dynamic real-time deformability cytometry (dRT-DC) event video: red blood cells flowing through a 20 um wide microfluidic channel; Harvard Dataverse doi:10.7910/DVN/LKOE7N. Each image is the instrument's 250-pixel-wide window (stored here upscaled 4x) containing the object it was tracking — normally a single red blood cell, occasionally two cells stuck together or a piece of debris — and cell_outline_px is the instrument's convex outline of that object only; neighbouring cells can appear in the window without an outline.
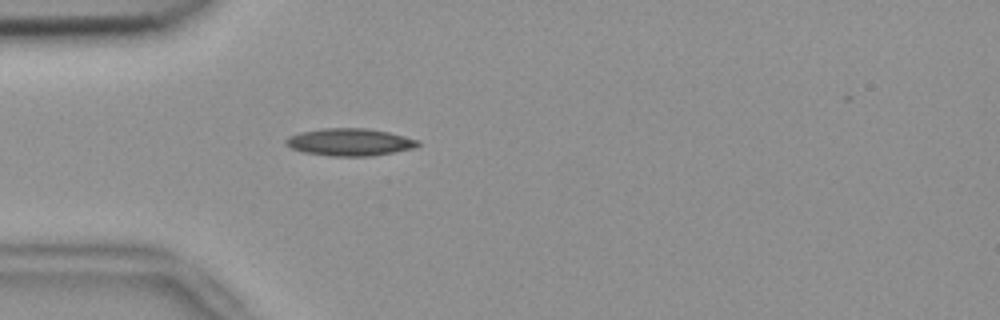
{"species": "common noctule bat (a hibernating species)", "species_latin": "Nyctalus noctula", "temperature_condition": "room temperature", "stored_images_in_passage": 39, "camera_frame_rate_fps": 3000, "um_per_image_px": 0.085, "animal": {"sex": "female", "body_mass_g": 18.4}, "frame": {"image": 1, "passage_image": 2, "time_ms": 0.333, "image_size_px": [1000, 320], "cell_outline_px": [[420, 144], [416, 148], [372, 156], [332, 156], [304, 152], [292, 148], [284, 140], [288, 136], [300, 132], [324, 128], [364, 128], [388, 132], [420, 140]], "centroid_in_image_um": [29.76, 12.08], "position_along_channel_um": 55.2, "area_um2": 20.98}}
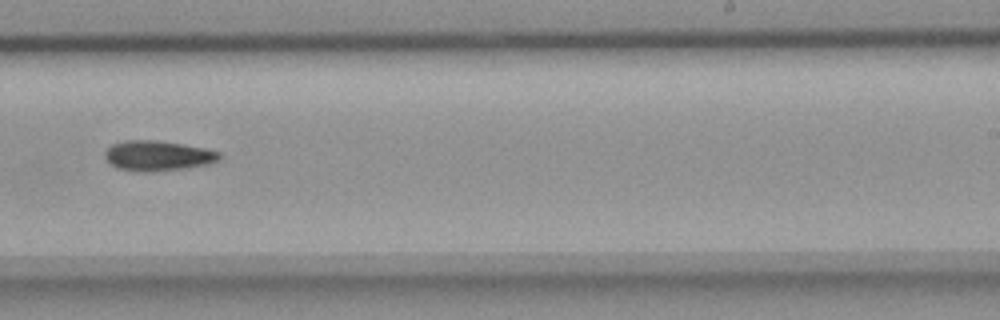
{"frame": {"image": 2, "passage_image": 20, "time_ms": 6.333, "image_size_px": [1000, 320], "cell_outline_px": [[220, 160], [208, 164], [184, 168], [152, 172], [140, 172], [116, 168], [104, 156], [104, 152], [112, 144], [124, 140], [156, 140], [204, 148], [220, 152]], "centroid_in_image_um": [13.39, 13.24], "position_along_channel_um": 275.6, "area_um2": 20.06}}
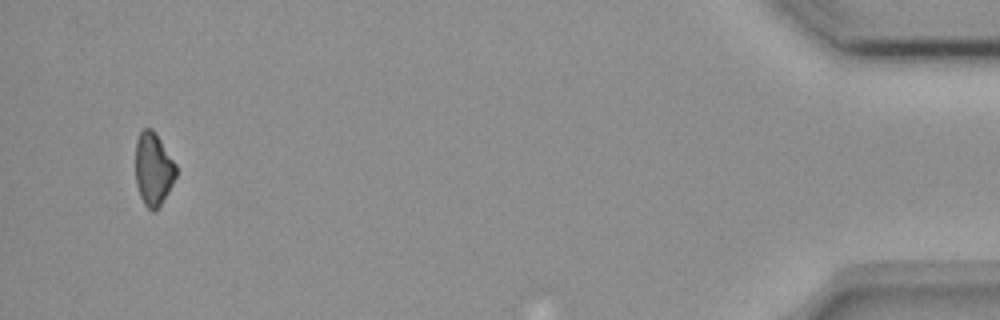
{"frame": {"image": 3, "passage_image": 38, "time_ms": 12.333, "image_size_px": [1000, 320], "cell_outline_px": [[176, 176], [168, 192], [156, 212], [152, 212], [144, 204], [140, 196], [136, 184], [136, 140], [140, 132], [144, 128], [152, 128], [156, 132], [176, 164]], "centroid_in_image_um": [13.03, 14.37], "position_along_channel_um": 422.2, "area_um2": 17.34}}